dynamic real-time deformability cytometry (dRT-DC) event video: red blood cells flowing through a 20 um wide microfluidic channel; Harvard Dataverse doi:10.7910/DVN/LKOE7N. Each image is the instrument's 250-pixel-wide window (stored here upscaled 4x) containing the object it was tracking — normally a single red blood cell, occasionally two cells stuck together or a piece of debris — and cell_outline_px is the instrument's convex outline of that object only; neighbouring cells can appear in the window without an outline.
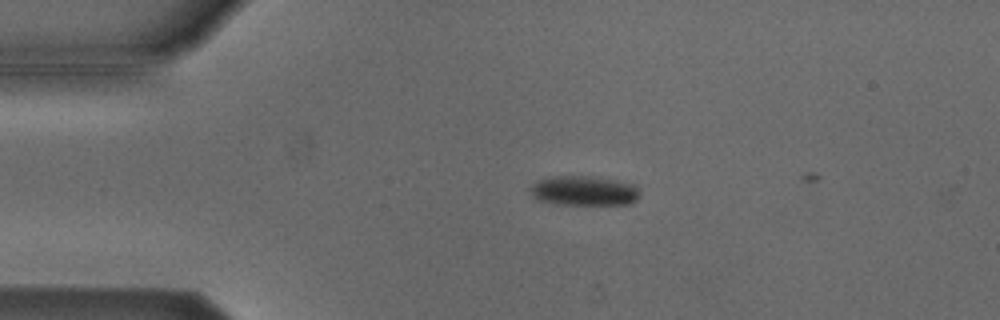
{"species": "Egyptian fruit bat (a non-hibernating species)", "species_latin": "Rousettus aegyptiacus", "temperature_condition": "cold", "stored_images_in_passage": 2, "camera_frame_rate_fps": 3000, "um_per_image_px": 0.085, "animal": {"sex": "male"}, "frame": {"image": 1, "passage_image": 1, "time_ms": 0.0, "image_size_px": [1000, 320], "cell_outline_px": [[636, 200], [628, 204], [560, 204], [536, 200], [532, 196], [528, 188], [532, 184], [540, 180], [556, 176], [588, 176], [636, 184]], "centroid_in_image_um": [49.56, 16.22], "position_along_channel_um": 35.4, "area_um2": 18.61}}